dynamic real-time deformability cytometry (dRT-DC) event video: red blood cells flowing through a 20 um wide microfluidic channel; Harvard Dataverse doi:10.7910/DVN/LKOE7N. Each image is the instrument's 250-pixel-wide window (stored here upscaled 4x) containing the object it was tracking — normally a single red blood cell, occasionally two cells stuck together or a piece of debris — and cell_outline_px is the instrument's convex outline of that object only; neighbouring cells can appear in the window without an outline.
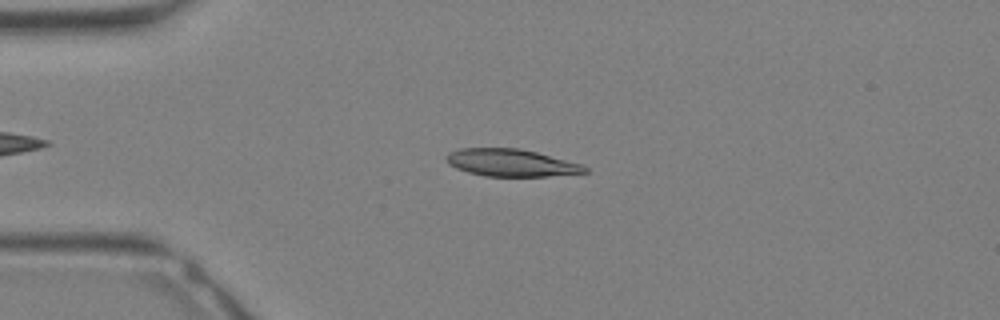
{"species": "Egyptian fruit bat (a non-hibernating species)", "species_latin": "Rousettus aegyptiacus", "temperature_condition": "warm", "stored_images_in_passage": 13, "camera_frame_rate_fps": 3000, "um_per_image_px": 0.085, "animal": {"sex": "female"}, "frame": {"image": 1, "passage_image": 3, "time_ms": 0.667, "image_size_px": [1000, 320], "cell_outline_px": [[588, 172], [548, 176], [484, 176], [468, 172], [456, 168], [448, 164], [444, 160], [444, 156], [448, 152], [460, 148], [520, 148], [536, 152], [580, 164], [588, 168]], "centroid_in_image_um": [43.36, 13.83], "position_along_channel_um": 41.6, "area_um2": 22.02}}
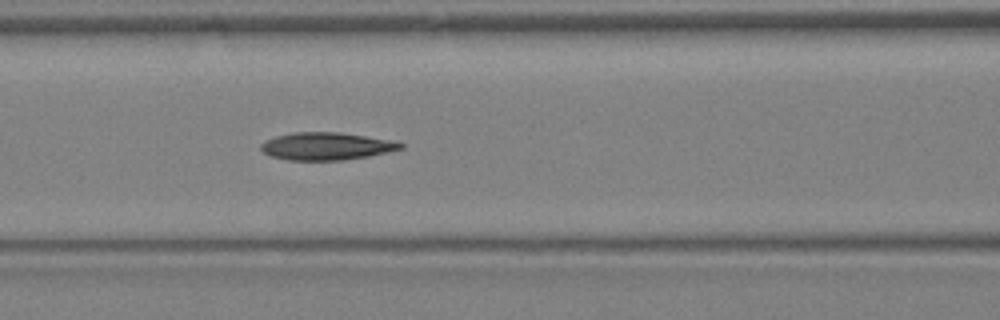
{"frame": {"image": 2, "passage_image": 9, "time_ms": 2.667, "image_size_px": [1000, 320], "cell_outline_px": [[404, 148], [368, 156], [344, 160], [288, 160], [272, 156], [264, 152], [260, 148], [260, 144], [264, 140], [276, 136], [296, 132], [340, 132], [396, 140], [404, 144]], "centroid_in_image_um": [27.77, 12.42], "position_along_channel_um": 138.8, "area_um2": 22.54}}
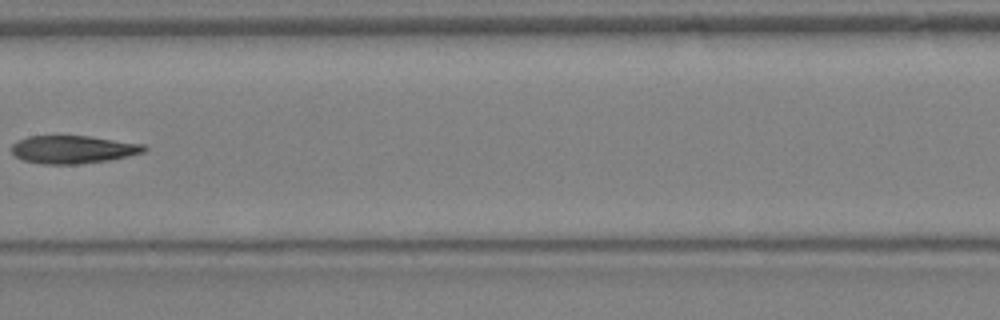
{"frame": {"image": 3, "passage_image": 12, "time_ms": 3.667, "image_size_px": [1000, 320], "cell_outline_px": [[148, 148], [144, 152], [128, 156], [108, 160], [76, 164], [40, 164], [24, 160], [16, 156], [12, 152], [12, 144], [28, 136], [88, 136], [144, 144]], "centroid_in_image_um": [6.22, 12.7], "position_along_channel_um": 201.2, "area_um2": 21.39}}